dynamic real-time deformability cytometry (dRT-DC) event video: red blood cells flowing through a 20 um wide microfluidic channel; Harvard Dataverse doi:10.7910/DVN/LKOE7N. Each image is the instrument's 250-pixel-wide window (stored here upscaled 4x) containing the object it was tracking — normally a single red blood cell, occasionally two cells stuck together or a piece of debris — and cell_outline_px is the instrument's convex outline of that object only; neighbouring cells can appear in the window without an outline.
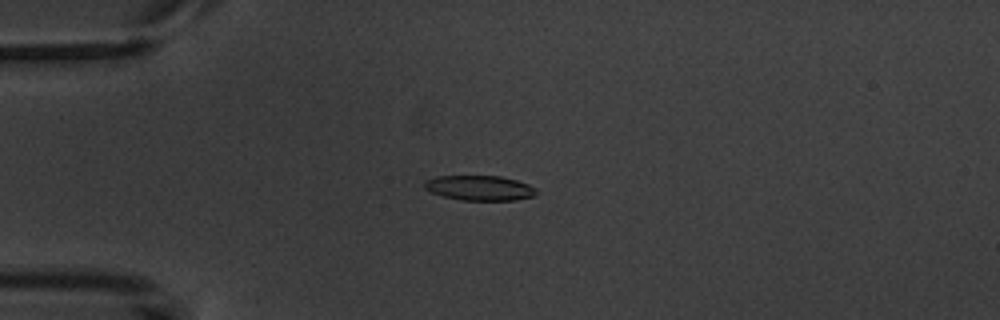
{"species": "common noctule bat (a hibernating species)", "species_latin": "Nyctalus noctula", "temperature_condition": "warm", "stored_images_in_passage": 5, "camera_frame_rate_fps": 3000, "um_per_image_px": 0.085, "animal": {"sex": "male", "body_mass_g": 20.1, "forearm_length_mm": 53.5}, "frame": {"image": 1, "passage_image": 4, "time_ms": 3.667, "image_size_px": [1000, 320], "cell_outline_px": [[536, 192], [532, 196], [516, 200], [460, 200], [444, 196], [432, 192], [424, 188], [424, 180], [436, 176], [500, 176], [516, 180], [528, 184], [536, 188]], "centroid_in_image_um": [40.74, 15.97], "position_along_channel_um": 44.3, "area_um2": 16.18}}